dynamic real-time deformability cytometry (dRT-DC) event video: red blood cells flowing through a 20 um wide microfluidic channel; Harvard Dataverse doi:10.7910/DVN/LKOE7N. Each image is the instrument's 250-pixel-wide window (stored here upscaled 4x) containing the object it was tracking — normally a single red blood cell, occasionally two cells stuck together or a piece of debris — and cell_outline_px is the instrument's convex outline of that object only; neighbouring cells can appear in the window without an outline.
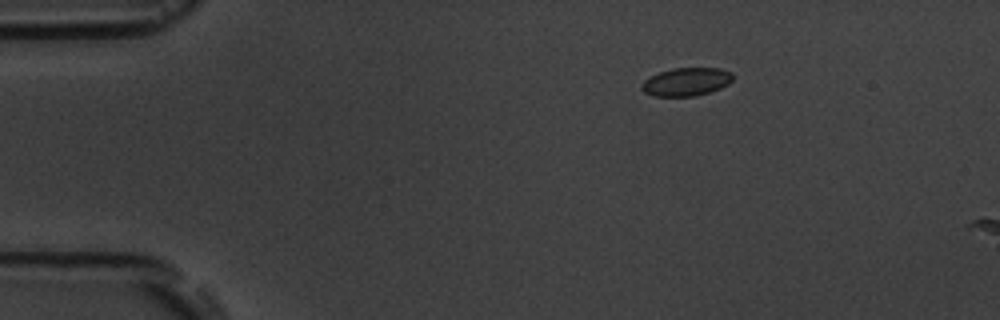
{"species": "common noctule bat (a hibernating species)", "species_latin": "Nyctalus noctula", "temperature_condition": "room temperature", "stored_images_in_passage": 2, "camera_frame_rate_fps": 3000, "um_per_image_px": 0.085, "animal": {"sex": "male", "body_mass_g": 19.5, "forearm_length_mm": 54.6}, "frame": {"image": 1, "passage_image": 1, "time_ms": 0.0, "image_size_px": [1000, 320], "cell_outline_px": [[732, 80], [728, 84], [720, 88], [696, 96], [652, 96], [644, 92], [640, 88], [640, 84], [644, 80], [660, 72], [672, 68], [720, 68], [732, 72]], "centroid_in_image_um": [58.32, 6.95], "position_along_channel_um": 26.7, "area_um2": 14.97}}